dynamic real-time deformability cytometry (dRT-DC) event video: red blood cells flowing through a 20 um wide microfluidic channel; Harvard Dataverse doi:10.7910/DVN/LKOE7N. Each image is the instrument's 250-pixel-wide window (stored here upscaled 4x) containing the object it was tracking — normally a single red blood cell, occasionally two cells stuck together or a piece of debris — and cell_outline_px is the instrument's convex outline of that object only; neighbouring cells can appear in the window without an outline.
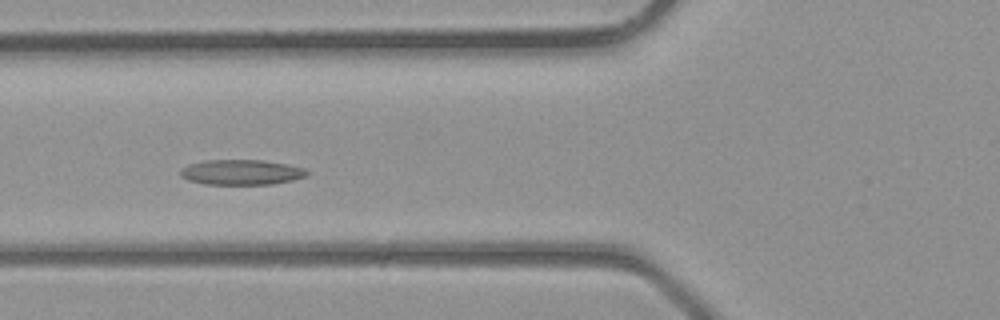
{"species": "common noctule bat (a hibernating species)", "species_latin": "Nyctalus noctula", "temperature_condition": "room temperature", "stored_images_in_passage": 38, "camera_frame_rate_fps": 3000, "um_per_image_px": 0.085, "animal": {"sex": "male", "body_mass_g": 23.1, "forearm_length_mm": 52.7}, "frame": {"image": 1, "passage_image": 14, "time_ms": 4.333, "image_size_px": [1000, 320], "cell_outline_px": [[308, 172], [304, 176], [292, 180], [272, 184], [204, 184], [188, 180], [180, 176], [180, 172], [188, 164], [204, 160], [260, 160], [284, 164], [304, 168]], "centroid_in_image_um": [20.47, 14.64], "position_along_channel_um": 105.3, "area_um2": 18.32}}
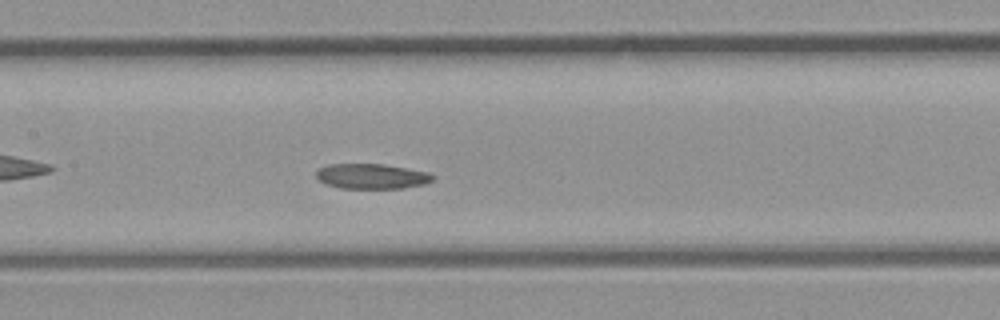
{"frame": {"image": 2, "passage_image": 18, "time_ms": 5.667, "image_size_px": [1000, 320], "cell_outline_px": [[436, 176], [432, 180], [424, 184], [404, 188], [340, 188], [324, 184], [316, 176], [316, 172], [320, 168], [328, 164], [384, 164], [428, 172]], "centroid_in_image_um": [31.59, 14.98], "position_along_channel_um": 175.8, "area_um2": 17.05}}
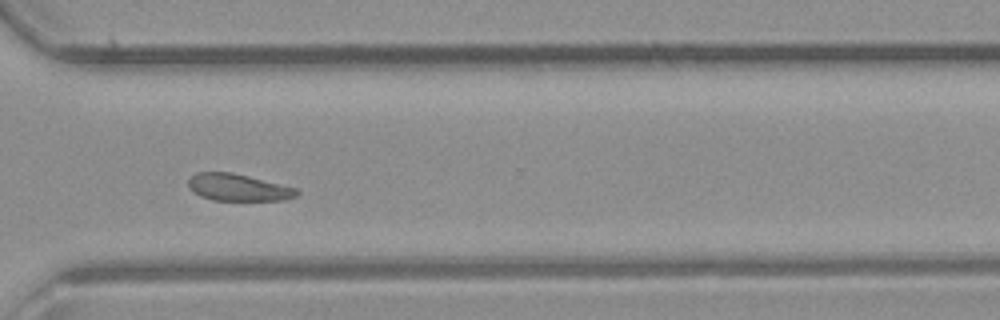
{"frame": {"image": 3, "passage_image": 28, "time_ms": 9.0, "image_size_px": [1000, 320], "cell_outline_px": [[300, 192], [296, 196], [284, 200], [212, 200], [200, 196], [192, 192], [188, 188], [188, 180], [196, 172], [232, 172], [296, 188]], "centroid_in_image_um": [20.2, 15.93], "position_along_channel_um": 350.4, "area_um2": 17.05}}